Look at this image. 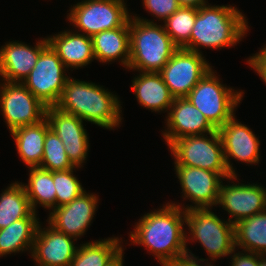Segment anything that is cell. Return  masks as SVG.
<instances>
[{"label":"cell","instance_id":"1","mask_svg":"<svg viewBox=\"0 0 266 266\" xmlns=\"http://www.w3.org/2000/svg\"><path fill=\"white\" fill-rule=\"evenodd\" d=\"M184 223L185 210L168 202L163 208L141 216L129 237L134 245L145 247L161 264L187 255Z\"/></svg>","mask_w":266,"mask_h":266},{"label":"cell","instance_id":"2","mask_svg":"<svg viewBox=\"0 0 266 266\" xmlns=\"http://www.w3.org/2000/svg\"><path fill=\"white\" fill-rule=\"evenodd\" d=\"M107 90L93 82L69 77L55 106L83 121L112 130L122 123V107L119 97Z\"/></svg>","mask_w":266,"mask_h":266},{"label":"cell","instance_id":"3","mask_svg":"<svg viewBox=\"0 0 266 266\" xmlns=\"http://www.w3.org/2000/svg\"><path fill=\"white\" fill-rule=\"evenodd\" d=\"M245 14L230 5L198 8L187 50L202 53L200 47L222 49L235 46L249 30Z\"/></svg>","mask_w":266,"mask_h":266},{"label":"cell","instance_id":"4","mask_svg":"<svg viewBox=\"0 0 266 266\" xmlns=\"http://www.w3.org/2000/svg\"><path fill=\"white\" fill-rule=\"evenodd\" d=\"M130 61L128 70L160 72L178 47L166 33L164 25L154 20L130 16Z\"/></svg>","mask_w":266,"mask_h":266},{"label":"cell","instance_id":"5","mask_svg":"<svg viewBox=\"0 0 266 266\" xmlns=\"http://www.w3.org/2000/svg\"><path fill=\"white\" fill-rule=\"evenodd\" d=\"M212 208H190L185 210L186 248L189 240H195L204 248L209 259L227 257L235 247L234 224L228 220H221ZM189 237V238H187Z\"/></svg>","mask_w":266,"mask_h":266},{"label":"cell","instance_id":"6","mask_svg":"<svg viewBox=\"0 0 266 266\" xmlns=\"http://www.w3.org/2000/svg\"><path fill=\"white\" fill-rule=\"evenodd\" d=\"M168 148L174 157V165L217 172L224 181L238 179L237 175H231L227 169L222 141L217 130L208 134L177 139Z\"/></svg>","mask_w":266,"mask_h":266},{"label":"cell","instance_id":"7","mask_svg":"<svg viewBox=\"0 0 266 266\" xmlns=\"http://www.w3.org/2000/svg\"><path fill=\"white\" fill-rule=\"evenodd\" d=\"M219 79L211 69L186 96L216 129L236 114L235 109L244 94L243 91L228 88Z\"/></svg>","mask_w":266,"mask_h":266},{"label":"cell","instance_id":"8","mask_svg":"<svg viewBox=\"0 0 266 266\" xmlns=\"http://www.w3.org/2000/svg\"><path fill=\"white\" fill-rule=\"evenodd\" d=\"M124 0H82L71 6L67 18L75 32L94 34L122 27L131 15Z\"/></svg>","mask_w":266,"mask_h":266},{"label":"cell","instance_id":"9","mask_svg":"<svg viewBox=\"0 0 266 266\" xmlns=\"http://www.w3.org/2000/svg\"><path fill=\"white\" fill-rule=\"evenodd\" d=\"M66 69L57 53L48 44L22 83L43 104L55 106L69 78Z\"/></svg>","mask_w":266,"mask_h":266},{"label":"cell","instance_id":"10","mask_svg":"<svg viewBox=\"0 0 266 266\" xmlns=\"http://www.w3.org/2000/svg\"><path fill=\"white\" fill-rule=\"evenodd\" d=\"M46 107L23 83L4 81L0 84L1 115L10 132L42 121Z\"/></svg>","mask_w":266,"mask_h":266},{"label":"cell","instance_id":"11","mask_svg":"<svg viewBox=\"0 0 266 266\" xmlns=\"http://www.w3.org/2000/svg\"><path fill=\"white\" fill-rule=\"evenodd\" d=\"M202 53L178 48L160 70L164 83L175 98L186 97L212 69Z\"/></svg>","mask_w":266,"mask_h":266},{"label":"cell","instance_id":"12","mask_svg":"<svg viewBox=\"0 0 266 266\" xmlns=\"http://www.w3.org/2000/svg\"><path fill=\"white\" fill-rule=\"evenodd\" d=\"M45 118L62 141L69 161L74 167L81 168L89 152V137L83 120L56 106L46 107Z\"/></svg>","mask_w":266,"mask_h":266},{"label":"cell","instance_id":"13","mask_svg":"<svg viewBox=\"0 0 266 266\" xmlns=\"http://www.w3.org/2000/svg\"><path fill=\"white\" fill-rule=\"evenodd\" d=\"M175 173L179 179L184 199H189L193 205L176 204L183 210L190 208H213L217 206L219 188L224 179L219 173L206 169L175 165ZM222 179V180H221Z\"/></svg>","mask_w":266,"mask_h":266},{"label":"cell","instance_id":"14","mask_svg":"<svg viewBox=\"0 0 266 266\" xmlns=\"http://www.w3.org/2000/svg\"><path fill=\"white\" fill-rule=\"evenodd\" d=\"M231 184L219 188L217 205L231 216L233 224L266 210V188L258 184Z\"/></svg>","mask_w":266,"mask_h":266},{"label":"cell","instance_id":"15","mask_svg":"<svg viewBox=\"0 0 266 266\" xmlns=\"http://www.w3.org/2000/svg\"><path fill=\"white\" fill-rule=\"evenodd\" d=\"M222 141L224 159L231 175H236L231 159L246 164H258L260 161V140L247 125L239 122L235 115L217 129Z\"/></svg>","mask_w":266,"mask_h":266},{"label":"cell","instance_id":"16","mask_svg":"<svg viewBox=\"0 0 266 266\" xmlns=\"http://www.w3.org/2000/svg\"><path fill=\"white\" fill-rule=\"evenodd\" d=\"M98 196L83 192L70 203L54 208L47 218V222L56 230L77 238L84 236L97 211Z\"/></svg>","mask_w":266,"mask_h":266},{"label":"cell","instance_id":"17","mask_svg":"<svg viewBox=\"0 0 266 266\" xmlns=\"http://www.w3.org/2000/svg\"><path fill=\"white\" fill-rule=\"evenodd\" d=\"M165 121L167 130L162 134L168 147L177 139L217 130L186 97L174 99Z\"/></svg>","mask_w":266,"mask_h":266},{"label":"cell","instance_id":"18","mask_svg":"<svg viewBox=\"0 0 266 266\" xmlns=\"http://www.w3.org/2000/svg\"><path fill=\"white\" fill-rule=\"evenodd\" d=\"M48 225H38L31 251L34 262L38 266H69L78 248L74 244L77 240Z\"/></svg>","mask_w":266,"mask_h":266},{"label":"cell","instance_id":"19","mask_svg":"<svg viewBox=\"0 0 266 266\" xmlns=\"http://www.w3.org/2000/svg\"><path fill=\"white\" fill-rule=\"evenodd\" d=\"M47 45V38H43L34 47L19 41H10L1 46V81L22 83L34 68L41 51Z\"/></svg>","mask_w":266,"mask_h":266},{"label":"cell","instance_id":"20","mask_svg":"<svg viewBox=\"0 0 266 266\" xmlns=\"http://www.w3.org/2000/svg\"><path fill=\"white\" fill-rule=\"evenodd\" d=\"M48 44L68 68L84 67L95 59L92 38L72 30H64L47 37Z\"/></svg>","mask_w":266,"mask_h":266},{"label":"cell","instance_id":"21","mask_svg":"<svg viewBox=\"0 0 266 266\" xmlns=\"http://www.w3.org/2000/svg\"><path fill=\"white\" fill-rule=\"evenodd\" d=\"M131 88L140 106L152 112H168L175 99L159 72L139 71L132 80Z\"/></svg>","mask_w":266,"mask_h":266},{"label":"cell","instance_id":"22","mask_svg":"<svg viewBox=\"0 0 266 266\" xmlns=\"http://www.w3.org/2000/svg\"><path fill=\"white\" fill-rule=\"evenodd\" d=\"M95 60L102 63L120 60L128 69L130 61L129 20L120 28L105 30L92 37Z\"/></svg>","mask_w":266,"mask_h":266},{"label":"cell","instance_id":"23","mask_svg":"<svg viewBox=\"0 0 266 266\" xmlns=\"http://www.w3.org/2000/svg\"><path fill=\"white\" fill-rule=\"evenodd\" d=\"M50 128L46 118L36 124L26 125L11 131L17 153L28 168L39 167L44 153V139Z\"/></svg>","mask_w":266,"mask_h":266},{"label":"cell","instance_id":"24","mask_svg":"<svg viewBox=\"0 0 266 266\" xmlns=\"http://www.w3.org/2000/svg\"><path fill=\"white\" fill-rule=\"evenodd\" d=\"M39 223L37 213L33 211L27 218L14 221L6 228H1L0 257L28 250L31 253Z\"/></svg>","mask_w":266,"mask_h":266},{"label":"cell","instance_id":"25","mask_svg":"<svg viewBox=\"0 0 266 266\" xmlns=\"http://www.w3.org/2000/svg\"><path fill=\"white\" fill-rule=\"evenodd\" d=\"M235 247L266 255V210L234 224Z\"/></svg>","mask_w":266,"mask_h":266},{"label":"cell","instance_id":"26","mask_svg":"<svg viewBox=\"0 0 266 266\" xmlns=\"http://www.w3.org/2000/svg\"><path fill=\"white\" fill-rule=\"evenodd\" d=\"M118 237L86 242L78 246L69 266H107L123 249Z\"/></svg>","mask_w":266,"mask_h":266},{"label":"cell","instance_id":"27","mask_svg":"<svg viewBox=\"0 0 266 266\" xmlns=\"http://www.w3.org/2000/svg\"><path fill=\"white\" fill-rule=\"evenodd\" d=\"M28 184L23 186L26 190L32 210L37 213L38 203L44 209L56 208V189L53 183V172L40 167H30Z\"/></svg>","mask_w":266,"mask_h":266},{"label":"cell","instance_id":"28","mask_svg":"<svg viewBox=\"0 0 266 266\" xmlns=\"http://www.w3.org/2000/svg\"><path fill=\"white\" fill-rule=\"evenodd\" d=\"M9 185L0 193V229L27 218L33 212L22 182Z\"/></svg>","mask_w":266,"mask_h":266},{"label":"cell","instance_id":"29","mask_svg":"<svg viewBox=\"0 0 266 266\" xmlns=\"http://www.w3.org/2000/svg\"><path fill=\"white\" fill-rule=\"evenodd\" d=\"M198 8L180 7L164 21L166 33L178 48H185L190 42Z\"/></svg>","mask_w":266,"mask_h":266},{"label":"cell","instance_id":"30","mask_svg":"<svg viewBox=\"0 0 266 266\" xmlns=\"http://www.w3.org/2000/svg\"><path fill=\"white\" fill-rule=\"evenodd\" d=\"M39 167L51 172L74 168L67 157L62 141L50 128L44 139V153Z\"/></svg>","mask_w":266,"mask_h":266},{"label":"cell","instance_id":"31","mask_svg":"<svg viewBox=\"0 0 266 266\" xmlns=\"http://www.w3.org/2000/svg\"><path fill=\"white\" fill-rule=\"evenodd\" d=\"M78 167L66 171L53 172V183L56 189V207L70 203L74 198L79 197L85 189L80 180L73 175Z\"/></svg>","mask_w":266,"mask_h":266},{"label":"cell","instance_id":"32","mask_svg":"<svg viewBox=\"0 0 266 266\" xmlns=\"http://www.w3.org/2000/svg\"><path fill=\"white\" fill-rule=\"evenodd\" d=\"M146 11L163 22L181 6L177 0H142Z\"/></svg>","mask_w":266,"mask_h":266},{"label":"cell","instance_id":"33","mask_svg":"<svg viewBox=\"0 0 266 266\" xmlns=\"http://www.w3.org/2000/svg\"><path fill=\"white\" fill-rule=\"evenodd\" d=\"M187 250V255L176 258L170 261H166L161 263V266H213L212 262H208L209 259H204V258H198V256H194L191 250L186 248ZM206 261V262H205Z\"/></svg>","mask_w":266,"mask_h":266},{"label":"cell","instance_id":"34","mask_svg":"<svg viewBox=\"0 0 266 266\" xmlns=\"http://www.w3.org/2000/svg\"><path fill=\"white\" fill-rule=\"evenodd\" d=\"M266 45V44H265ZM262 48L258 53L253 54L247 59V63L255 73L261 77L262 81L266 84V46Z\"/></svg>","mask_w":266,"mask_h":266},{"label":"cell","instance_id":"35","mask_svg":"<svg viewBox=\"0 0 266 266\" xmlns=\"http://www.w3.org/2000/svg\"><path fill=\"white\" fill-rule=\"evenodd\" d=\"M235 251L236 248L230 255L232 258V260H230L232 261L230 263L231 266H259V254L243 250L241 251L242 253H235Z\"/></svg>","mask_w":266,"mask_h":266},{"label":"cell","instance_id":"36","mask_svg":"<svg viewBox=\"0 0 266 266\" xmlns=\"http://www.w3.org/2000/svg\"><path fill=\"white\" fill-rule=\"evenodd\" d=\"M181 7H194L200 8L201 6L207 5L206 0H177Z\"/></svg>","mask_w":266,"mask_h":266},{"label":"cell","instance_id":"37","mask_svg":"<svg viewBox=\"0 0 266 266\" xmlns=\"http://www.w3.org/2000/svg\"><path fill=\"white\" fill-rule=\"evenodd\" d=\"M124 249H122L108 264L107 266H124L123 265V257H124Z\"/></svg>","mask_w":266,"mask_h":266}]
</instances>
